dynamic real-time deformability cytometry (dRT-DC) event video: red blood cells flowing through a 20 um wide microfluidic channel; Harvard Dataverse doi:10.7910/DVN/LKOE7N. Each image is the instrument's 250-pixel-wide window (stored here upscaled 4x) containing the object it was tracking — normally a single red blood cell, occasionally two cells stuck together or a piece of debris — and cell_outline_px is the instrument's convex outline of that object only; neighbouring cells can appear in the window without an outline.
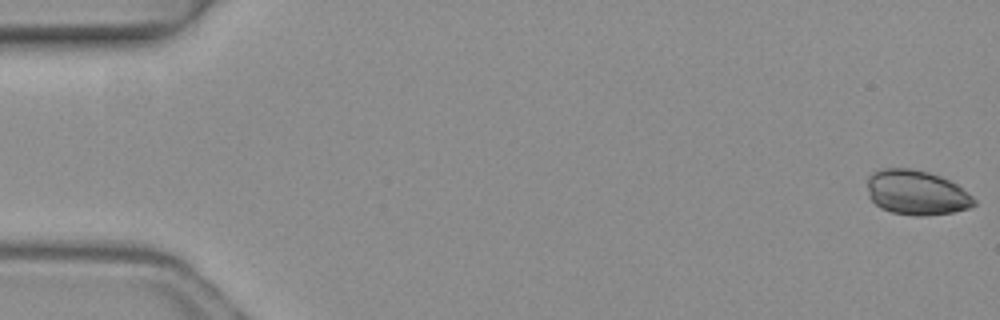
{"species": "common noctule bat (a hibernating species)", "species_latin": "Nyctalus noctula", "temperature_condition": "warm", "stored_images_in_passage": 4, "camera_frame_rate_fps": 3000, "um_per_image_px": 0.085, "animal": {"sex": "female", "body_mass_g": 19.3, "forearm_length_mm": 54.1}, "frame": {"image": 1, "passage_image": 1, "time_ms": 0.0, "image_size_px": [1000, 320], "cell_outline_px": [[976, 204], [968, 208], [952, 212], [924, 216], [912, 216], [892, 212], [880, 208], [868, 196], [868, 176], [872, 172], [880, 168], [912, 168], [928, 172], [940, 176], [956, 184], [972, 196], [976, 200]], "centroid_in_image_um": [77.88, 16.37], "position_along_channel_um": 7.1, "area_um2": 27.92}}